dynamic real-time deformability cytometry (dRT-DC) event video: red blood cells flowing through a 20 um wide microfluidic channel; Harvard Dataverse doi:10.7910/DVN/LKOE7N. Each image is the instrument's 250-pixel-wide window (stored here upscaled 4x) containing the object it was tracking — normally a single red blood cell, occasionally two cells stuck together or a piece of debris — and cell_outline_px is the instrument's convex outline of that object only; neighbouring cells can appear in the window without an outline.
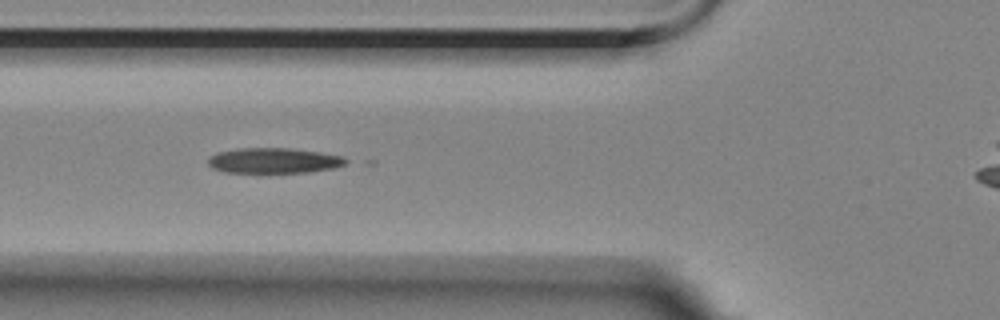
{"species": "Egyptian fruit bat (a non-hibernating species)", "species_latin": "Rousettus aegyptiacus", "temperature_condition": "room temperature", "stored_images_in_passage": 7, "camera_frame_rate_fps": 3000, "um_per_image_px": 0.085, "animal": {"sex": "female"}, "frame": {"image": 1, "passage_image": 3, "time_ms": 2.333, "image_size_px": [1000, 320], "cell_outline_px": [[352, 160], [336, 168], [308, 172], [224, 172], [212, 168], [208, 164], [208, 156], [216, 152], [236, 148], [288, 148], [320, 152], [344, 156]], "centroid_in_image_um": [23.29, 13.64], "position_along_channel_um": 102.5, "area_um2": 20.58}}
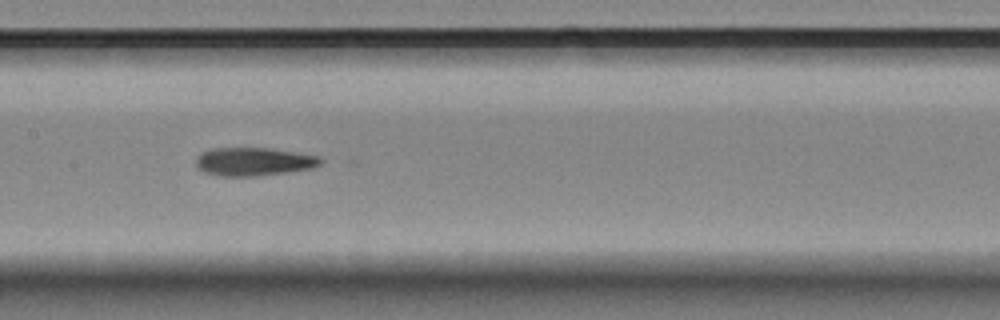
{"frame": {"image": 2, "passage_image": 5, "time_ms": 4.667, "image_size_px": [1000, 320], "cell_outline_px": [[324, 160], [320, 164], [312, 168], [256, 176], [220, 176], [204, 172], [196, 164], [196, 156], [200, 152], [212, 148], [272, 148], [320, 156]], "centroid_in_image_um": [21.56, 13.72], "position_along_channel_um": 185.8, "area_um2": 20.58}}
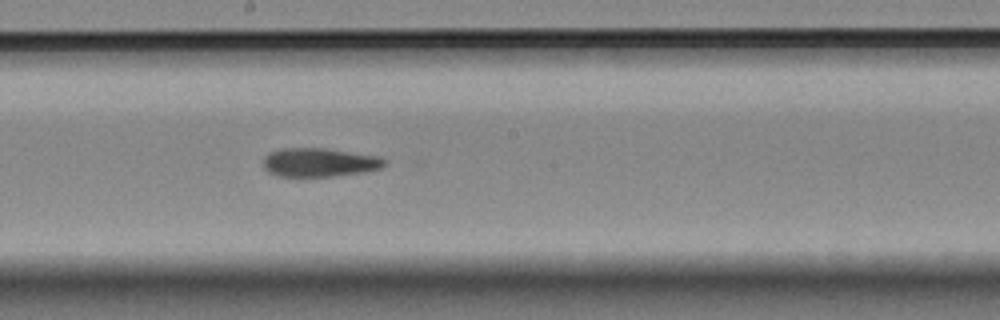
{"frame": {"image": 3, "passage_image": 6, "time_ms": 5.667, "image_size_px": [1000, 320], "cell_outline_px": [[388, 160], [380, 168], [364, 172], [332, 176], [276, 176], [268, 172], [264, 168], [264, 156], [268, 152], [280, 148], [324, 148], [380, 156]], "centroid_in_image_um": [27.13, 13.79], "position_along_channel_um": 221.1, "area_um2": 20.4}}